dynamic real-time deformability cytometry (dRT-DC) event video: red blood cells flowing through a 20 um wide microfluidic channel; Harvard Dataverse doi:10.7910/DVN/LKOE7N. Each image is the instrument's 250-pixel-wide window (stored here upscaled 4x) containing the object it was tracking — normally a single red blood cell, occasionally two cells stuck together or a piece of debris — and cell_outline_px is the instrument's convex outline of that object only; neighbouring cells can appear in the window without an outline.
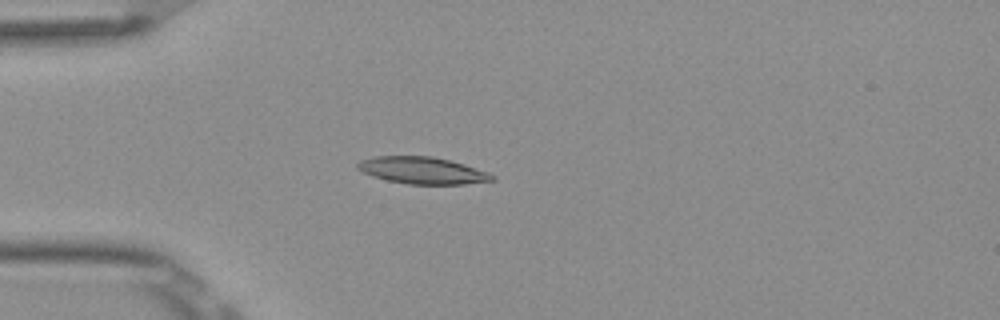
{"species": "Egyptian fruit bat (a non-hibernating species)", "species_latin": "Rousettus aegyptiacus", "temperature_condition": "room temperature", "stored_images_in_passage": 53, "camera_frame_rate_fps": 3000, "um_per_image_px": 0.085, "frame": {"image": 1, "passage_image": 15, "time_ms": 4.667, "image_size_px": [1000, 320], "cell_outline_px": [[496, 180], [464, 184], [408, 184], [388, 180], [372, 176], [356, 168], [356, 164], [360, 160], [376, 156], [432, 156], [464, 164], [488, 172], [496, 176]], "centroid_in_image_um": [35.91, 14.49], "position_along_channel_um": 49.1, "area_um2": 21.04}}
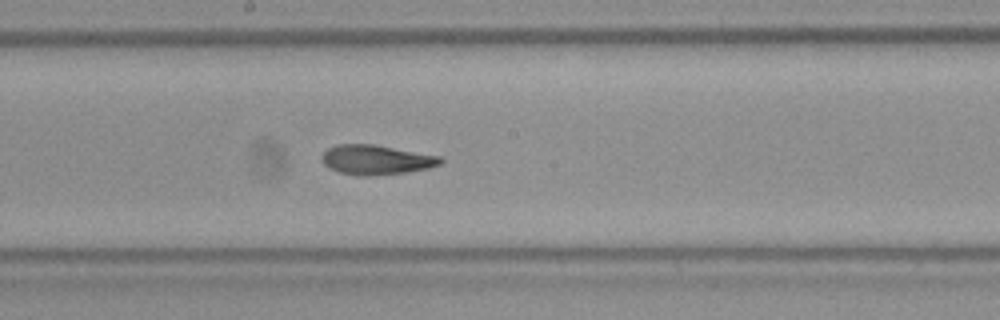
{"frame": {"image": 2, "passage_image": 29, "time_ms": 9.333, "image_size_px": [1000, 320], "cell_outline_px": [[444, 160], [440, 164], [428, 168], [404, 172], [368, 176], [360, 176], [340, 172], [328, 168], [320, 160], [320, 156], [328, 148], [336, 144], [376, 144], [440, 156]], "centroid_in_image_um": [31.94, 13.57], "position_along_channel_um": 216.3, "area_um2": 20.58}}
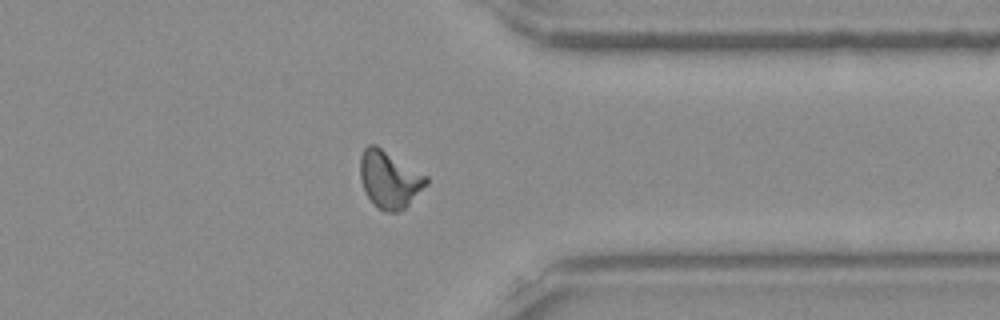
{"frame": {"image": 3, "passage_image": 42, "time_ms": 13.667, "image_size_px": [1000, 320], "cell_outline_px": [[428, 184], [404, 208], [396, 212], [388, 212], [380, 208], [364, 192], [360, 180], [360, 156], [364, 148], [368, 144], [376, 144], [428, 176]], "centroid_in_image_um": [33.09, 15.21], "position_along_channel_um": 378.3, "area_um2": 21.96}, "authors_computed_cell_mechanics": {"area_um2": 20.4034, "velocity_mm_per_s": 3.8701, "shape_relaxation_time_tau1_ms": 4.8623, "shape_relaxation_time_tau2_ms": 2.3586, "deformation_change_tau1": 0.1826, "deformation_change_tau2": 0.102}}